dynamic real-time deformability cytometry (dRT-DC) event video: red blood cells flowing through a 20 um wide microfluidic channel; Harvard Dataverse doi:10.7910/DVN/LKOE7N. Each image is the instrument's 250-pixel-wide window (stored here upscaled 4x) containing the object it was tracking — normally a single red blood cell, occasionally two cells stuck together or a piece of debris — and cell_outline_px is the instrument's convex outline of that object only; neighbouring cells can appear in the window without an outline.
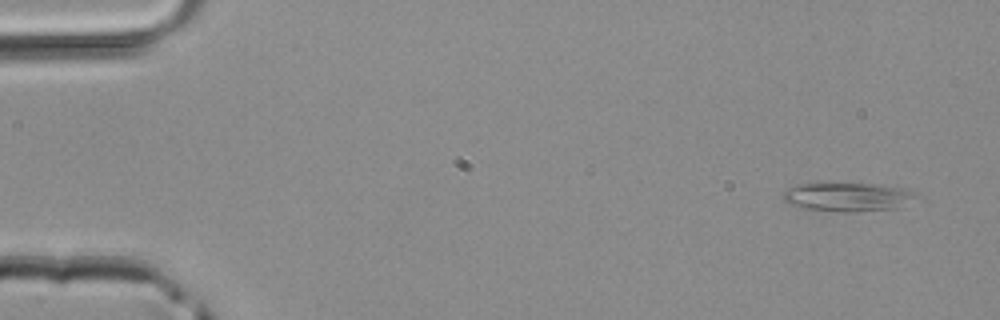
{"species": "common noctule bat (a hibernating species)", "species_latin": "Nyctalus noctula", "temperature_condition": "room temperature", "stored_images_in_passage": 4, "camera_frame_rate_fps": 3000, "um_per_image_px": 0.085, "animal": {"sex": "male", "body_mass_g": 20.4}, "frame": {"image": 1, "passage_image": 1, "time_ms": 0.0, "image_size_px": [1000, 320], "cell_outline_px": [[920, 196], [896, 208], [852, 212], [840, 212], [800, 208], [784, 200], [784, 192], [788, 188], [796, 184], [876, 184], [904, 188], [916, 192]], "centroid_in_image_um": [72.08, 16.74], "position_along_channel_um": 12.9, "area_um2": 22.14}}
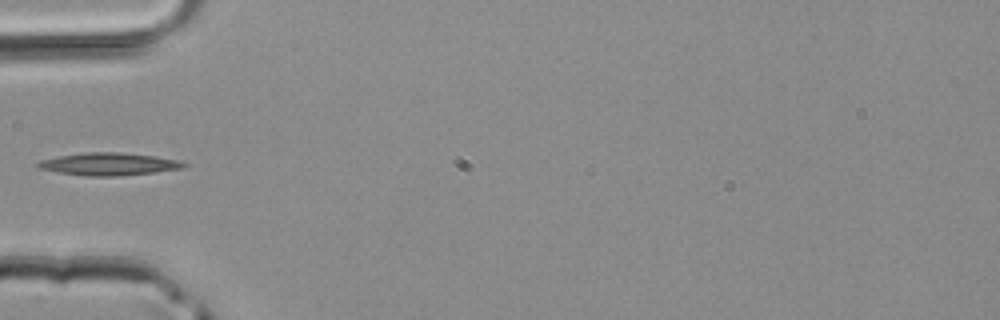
{"frame": {"image": 2, "passage_image": 4, "time_ms": 1.0, "image_size_px": [1000, 320], "cell_outline_px": [[188, 164], [184, 168], [120, 176], [88, 176], [60, 172], [40, 168], [36, 164], [40, 160], [60, 156], [88, 152], [120, 152], [156, 156], [180, 160]], "centroid_in_image_um": [9.31, 13.94], "position_along_channel_um": 75.7, "area_um2": 18.96}}